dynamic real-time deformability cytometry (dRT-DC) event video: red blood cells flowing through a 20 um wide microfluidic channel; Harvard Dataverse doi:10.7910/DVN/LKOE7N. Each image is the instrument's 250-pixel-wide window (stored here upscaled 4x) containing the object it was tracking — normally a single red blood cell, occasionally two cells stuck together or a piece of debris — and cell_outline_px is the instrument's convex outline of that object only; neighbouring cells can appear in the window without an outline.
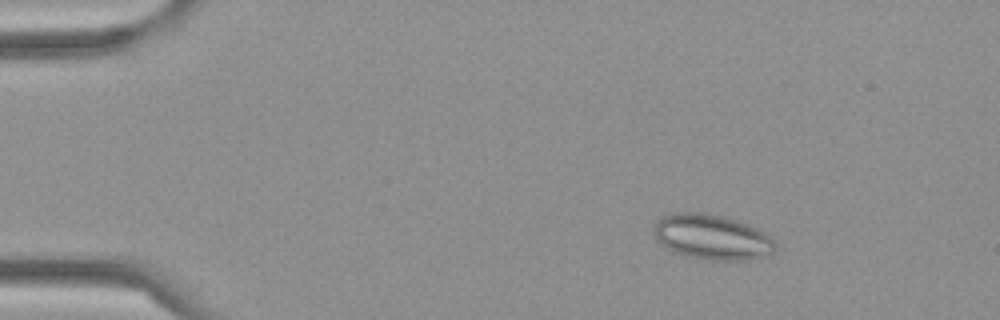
{"species": "Egyptian fruit bat (a non-hibernating species)", "species_latin": "Rousettus aegyptiacus", "temperature_condition": "cold", "stored_images_in_passage": 53, "camera_frame_rate_fps": 3000, "um_per_image_px": 0.085, "frame": {"image": 1, "passage_image": 4, "time_ms": 1.0, "image_size_px": [1000, 320], "cell_outline_px": [[776, 252], [744, 260], [712, 260], [688, 256], [676, 252], [668, 248], [656, 240], [652, 232], [652, 228], [660, 216], [672, 212], [704, 212], [724, 216], [748, 224], [764, 232], [776, 244]], "centroid_in_image_um": [60.47, 20.12], "position_along_channel_um": 24.5, "area_um2": 32.02}}
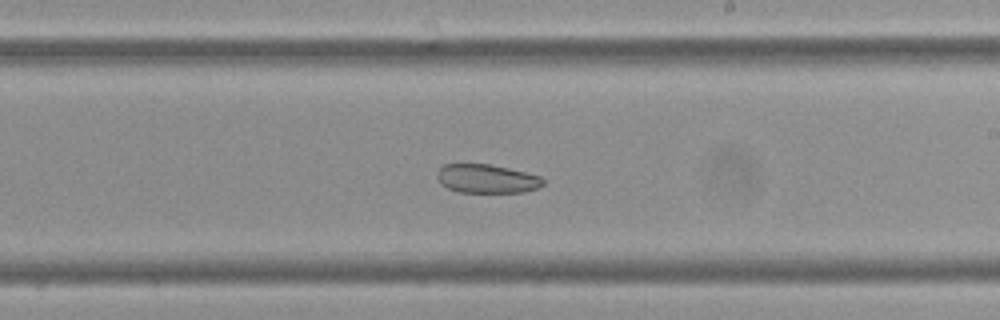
{"frame": {"image": 2, "passage_image": 30, "time_ms": 9.667, "image_size_px": [1000, 320], "cell_outline_px": [[544, 184], [540, 188], [524, 192], [460, 192], [448, 188], [440, 184], [436, 176], [436, 172], [444, 164], [488, 164], [508, 168], [540, 176], [544, 180]], "centroid_in_image_um": [41.37, 15.19], "position_along_channel_um": 247.6, "area_um2": 17.8}}
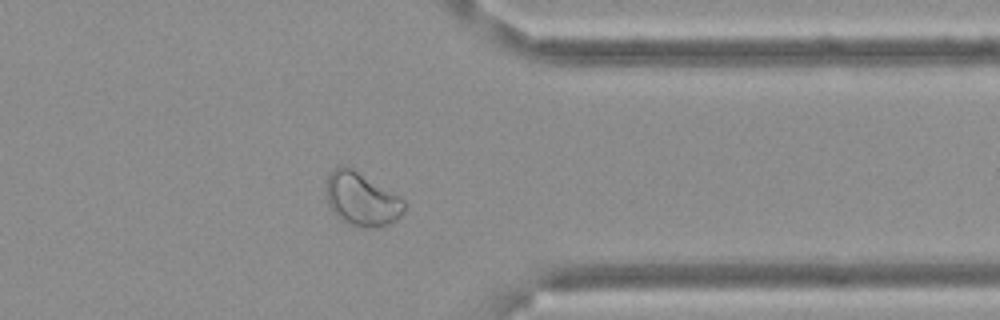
{"frame": {"image": 3, "passage_image": 42, "time_ms": 13.667, "image_size_px": [1000, 320], "cell_outline_px": [[404, 208], [400, 216], [396, 220], [376, 228], [364, 228], [344, 224], [332, 212], [328, 204], [328, 176], [340, 164], [348, 164], [404, 200]], "centroid_in_image_um": [30.72, 16.94], "position_along_channel_um": 380.7, "area_um2": 24.28}}